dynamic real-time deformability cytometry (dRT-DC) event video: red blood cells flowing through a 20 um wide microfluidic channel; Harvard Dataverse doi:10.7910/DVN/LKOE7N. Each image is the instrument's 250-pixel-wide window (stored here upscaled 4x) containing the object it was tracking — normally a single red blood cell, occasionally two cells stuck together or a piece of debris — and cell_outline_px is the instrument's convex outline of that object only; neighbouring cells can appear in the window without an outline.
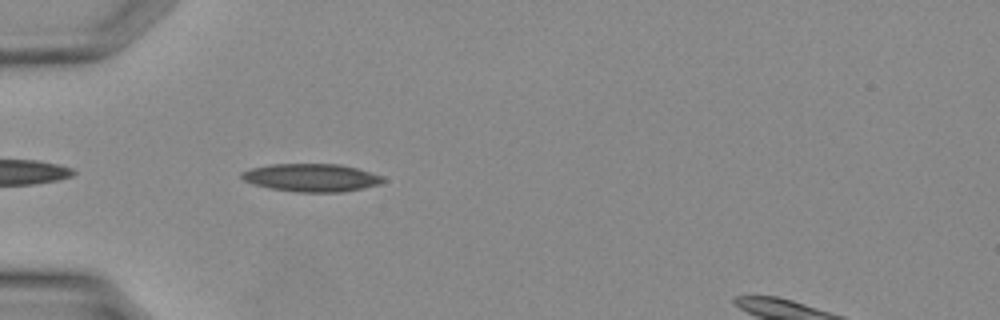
{"species": "Egyptian fruit bat (a non-hibernating species)", "species_latin": "Rousettus aegyptiacus", "temperature_condition": "warm", "stored_images_in_passage": 27, "camera_frame_rate_fps": 3000, "um_per_image_px": 0.085, "animal": {"sex": "female"}, "frame": {"image": 1, "passage_image": 5, "time_ms": 1.333, "image_size_px": [1000, 320], "cell_outline_px": [[384, 180], [380, 184], [340, 192], [296, 192], [272, 188], [256, 184], [244, 180], [240, 176], [240, 172], [252, 168], [268, 164], [340, 164], [356, 168], [384, 176]], "centroid_in_image_um": [26.46, 15.09], "position_along_channel_um": 58.5, "area_um2": 22.77}}
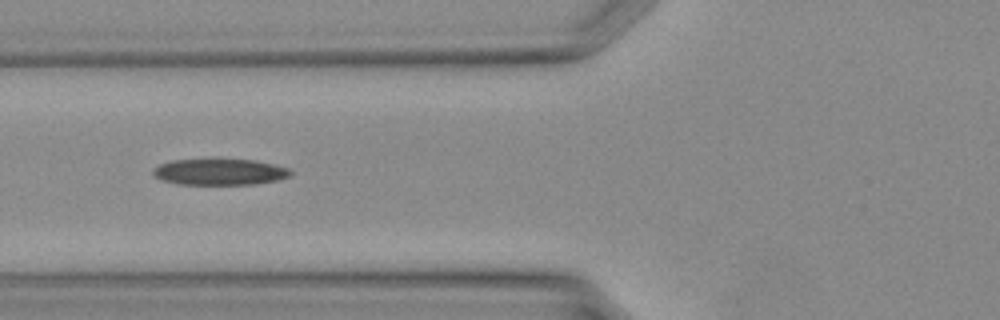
{"frame": {"image": 2, "passage_image": 8, "time_ms": 2.333, "image_size_px": [1000, 320], "cell_outline_px": [[292, 172], [288, 176], [276, 180], [252, 184], [176, 184], [160, 180], [152, 176], [152, 172], [160, 164], [172, 160], [256, 160], [288, 168]], "centroid_in_image_um": [18.62, 14.62], "position_along_channel_um": 107.2, "area_um2": 20.69}}